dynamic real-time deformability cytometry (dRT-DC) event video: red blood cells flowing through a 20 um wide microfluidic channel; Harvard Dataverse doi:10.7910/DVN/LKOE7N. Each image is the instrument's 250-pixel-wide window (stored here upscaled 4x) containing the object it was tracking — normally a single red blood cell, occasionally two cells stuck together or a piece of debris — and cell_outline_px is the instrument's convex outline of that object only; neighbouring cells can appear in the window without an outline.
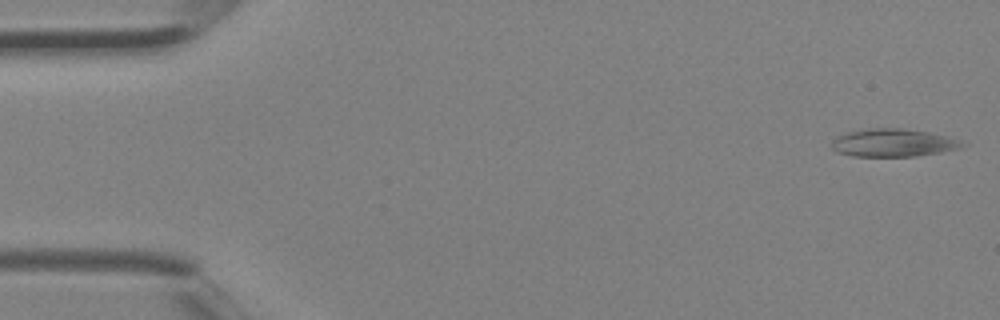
{"species": "Egyptian fruit bat (a non-hibernating species)", "species_latin": "Rousettus aegyptiacus", "temperature_condition": "room temperature", "stored_images_in_passage": 3, "camera_frame_rate_fps": 3000, "um_per_image_px": 0.085, "animal": {"sex": "female"}, "frame": {"image": 1, "passage_image": 1, "time_ms": 0.0, "image_size_px": [1000, 320], "cell_outline_px": [[968, 144], [960, 148], [940, 152], [912, 156], [852, 156], [836, 152], [832, 148], [832, 140], [836, 136], [848, 132], [868, 128], [900, 128], [928, 132], [960, 140]], "centroid_in_image_um": [75.89, 12.13], "position_along_channel_um": 9.1, "area_um2": 21.1}}